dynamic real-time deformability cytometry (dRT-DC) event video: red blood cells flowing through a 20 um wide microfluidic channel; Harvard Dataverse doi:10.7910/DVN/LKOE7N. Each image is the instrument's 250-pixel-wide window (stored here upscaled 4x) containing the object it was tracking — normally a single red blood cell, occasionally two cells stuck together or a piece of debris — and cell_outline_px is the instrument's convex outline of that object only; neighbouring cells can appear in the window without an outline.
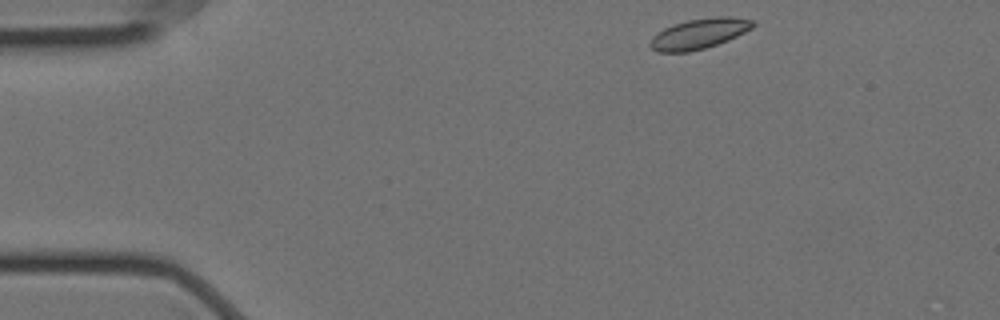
{"species": "Egyptian fruit bat (a non-hibernating species)", "species_latin": "Rousettus aegyptiacus", "temperature_condition": "cold", "stored_images_in_passage": 45, "camera_frame_rate_fps": 3000, "um_per_image_px": 0.085, "animal": {"sex": "female"}, "frame": {"image": 1, "passage_image": 1, "time_ms": 0.0, "image_size_px": [1000, 320], "cell_outline_px": [[756, 24], [752, 28], [728, 40], [704, 48], [688, 52], [656, 52], [648, 44], [652, 36], [664, 28], [688, 20], [716, 16], [728, 16], [752, 20]], "centroid_in_image_um": [59.4, 2.86], "position_along_channel_um": 25.6, "area_um2": 17.98}}
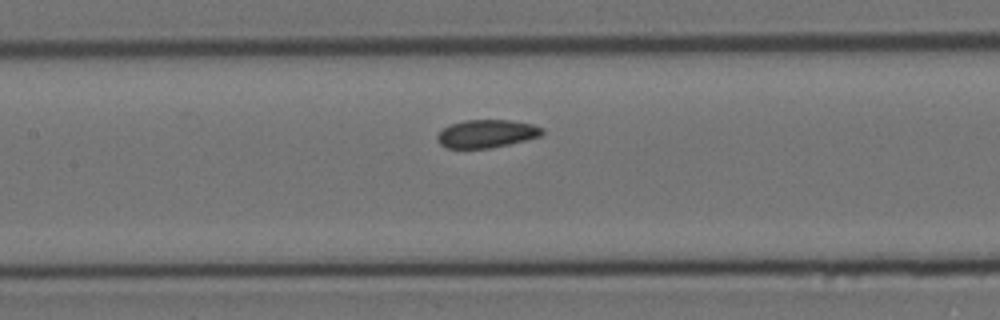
{"frame": {"image": 2, "passage_image": 19, "time_ms": 6.0, "image_size_px": [1000, 320], "cell_outline_px": [[544, 132], [540, 136], [492, 148], [448, 148], [440, 144], [436, 140], [436, 136], [444, 128], [452, 124], [464, 120], [512, 120], [532, 124], [544, 128]], "centroid_in_image_um": [41.36, 11.36], "position_along_channel_um": 166.0, "area_um2": 17.05}}
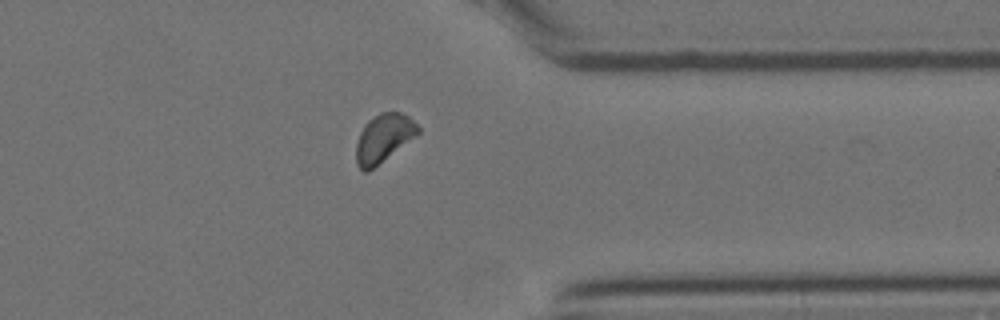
{"frame": {"image": 3, "passage_image": 38, "time_ms": 12.333, "image_size_px": [1000, 320], "cell_outline_px": [[420, 132], [368, 172], [364, 172], [356, 164], [356, 144], [360, 132], [368, 120], [380, 112], [400, 112], [408, 116], [420, 128]], "centroid_in_image_um": [32.58, 11.74], "position_along_channel_um": 378.8, "area_um2": 17.11}}